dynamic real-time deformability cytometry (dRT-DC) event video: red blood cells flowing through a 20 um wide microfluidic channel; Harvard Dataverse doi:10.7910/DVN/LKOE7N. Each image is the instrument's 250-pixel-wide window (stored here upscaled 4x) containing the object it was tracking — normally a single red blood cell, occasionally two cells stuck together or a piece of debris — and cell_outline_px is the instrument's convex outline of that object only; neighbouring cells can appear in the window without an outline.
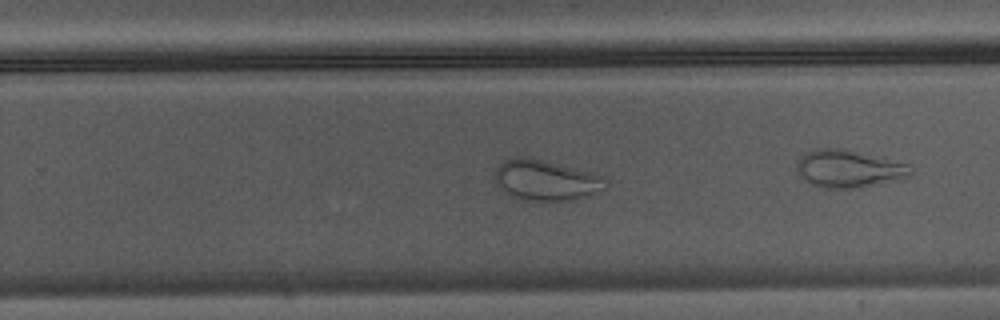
{"species": "Egyptian fruit bat (a non-hibernating species)", "species_latin": "Rousettus aegyptiacus", "temperature_condition": "warm", "stored_images_in_passage": 41, "camera_frame_rate_fps": 3000, "um_per_image_px": 0.085, "animal": {"sex": "male"}, "frame": {"image": 1, "passage_image": 24, "time_ms": 7.667, "image_size_px": [1000, 320], "cell_outline_px": [[608, 188], [572, 200], [524, 200], [500, 188], [496, 184], [496, 168], [504, 160], [512, 156], [528, 156], [592, 172], [604, 176], [608, 180]], "centroid_in_image_um": [46.44, 15.28], "position_along_channel_um": 283.4, "area_um2": 26.13}}